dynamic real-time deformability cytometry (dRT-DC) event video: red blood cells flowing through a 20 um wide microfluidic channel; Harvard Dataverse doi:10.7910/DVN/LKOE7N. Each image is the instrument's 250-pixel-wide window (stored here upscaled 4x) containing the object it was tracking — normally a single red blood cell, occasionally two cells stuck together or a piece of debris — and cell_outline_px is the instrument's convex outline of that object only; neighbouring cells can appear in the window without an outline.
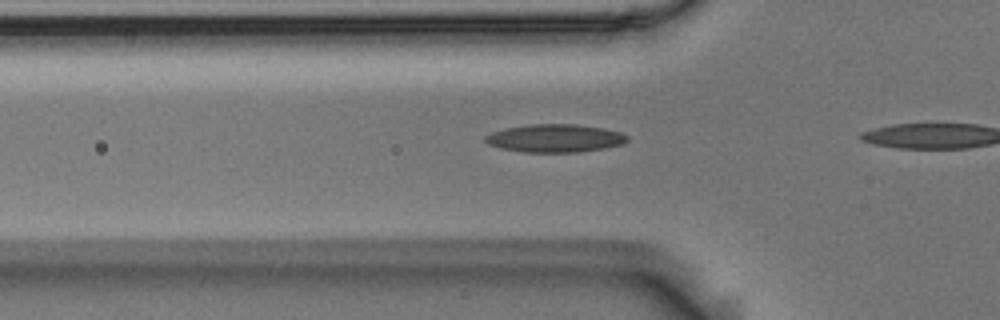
{"species": "Egyptian fruit bat (a non-hibernating species)", "species_latin": "Rousettus aegyptiacus", "temperature_condition": "room temperature", "stored_images_in_passage": 7, "camera_frame_rate_fps": 3000, "um_per_image_px": 0.085, "animal": {"sex": "male"}, "frame": {"image": 1, "passage_image": 6, "time_ms": 1.667, "image_size_px": [1000, 320], "cell_outline_px": [[628, 140], [624, 144], [604, 148], [580, 152], [524, 152], [500, 148], [488, 144], [484, 140], [484, 136], [492, 132], [504, 128], [528, 124], [576, 124], [604, 128], [620, 132], [628, 136]], "centroid_in_image_um": [47.17, 11.74], "position_along_channel_um": 78.6, "area_um2": 23.35}}